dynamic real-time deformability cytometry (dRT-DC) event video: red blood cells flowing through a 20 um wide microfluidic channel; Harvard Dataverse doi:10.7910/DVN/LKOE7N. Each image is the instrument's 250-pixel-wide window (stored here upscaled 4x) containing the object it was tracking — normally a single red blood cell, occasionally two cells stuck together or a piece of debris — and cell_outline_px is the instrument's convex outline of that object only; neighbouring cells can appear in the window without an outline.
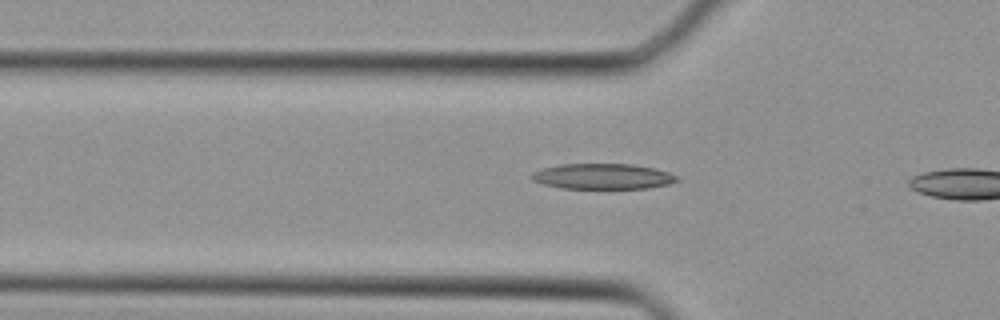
{"species": "Egyptian fruit bat (a non-hibernating species)", "species_latin": "Rousettus aegyptiacus", "temperature_condition": "cold", "stored_images_in_passage": 11, "camera_frame_rate_fps": 3000, "um_per_image_px": 0.085, "animal": {"sex": "female"}, "frame": {"image": 1, "passage_image": 7, "time_ms": 2.0, "image_size_px": [1000, 320], "cell_outline_px": [[680, 180], [668, 184], [648, 188], [560, 188], [544, 184], [532, 180], [528, 176], [532, 172], [544, 168], [560, 164], [632, 164], [656, 168], [668, 172], [676, 176]], "centroid_in_image_um": [51.22, 14.99], "position_along_channel_um": 74.6, "area_um2": 21.62}}
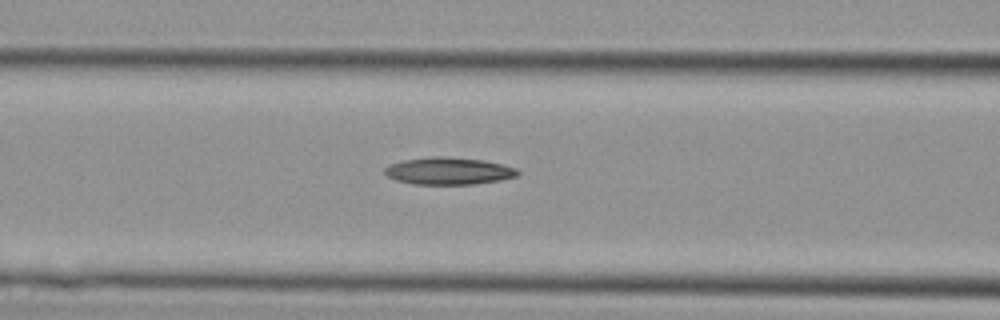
{"frame": {"image": 2, "passage_image": 10, "time_ms": 3.0, "image_size_px": [1000, 320], "cell_outline_px": [[520, 172], [516, 176], [500, 180], [472, 184], [412, 184], [396, 180], [388, 176], [384, 172], [384, 168], [388, 164], [404, 160], [432, 156], [448, 156], [484, 160], [504, 164], [516, 168]], "centroid_in_image_um": [38.13, 14.52], "position_along_channel_um": 128.5, "area_um2": 21.21}}